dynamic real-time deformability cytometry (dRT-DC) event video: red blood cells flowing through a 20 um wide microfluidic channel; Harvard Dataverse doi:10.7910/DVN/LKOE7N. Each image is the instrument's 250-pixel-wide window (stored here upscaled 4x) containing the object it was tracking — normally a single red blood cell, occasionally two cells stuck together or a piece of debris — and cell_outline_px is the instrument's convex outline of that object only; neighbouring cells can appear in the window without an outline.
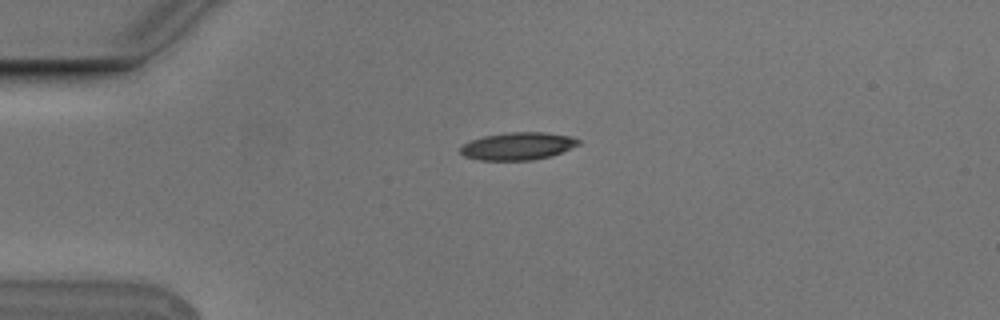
{"species": "Egyptian fruit bat (a non-hibernating species)", "species_latin": "Rousettus aegyptiacus", "temperature_condition": "cold", "stored_images_in_passage": 42, "camera_frame_rate_fps": 3000, "um_per_image_px": 0.085, "animal": {"sex": "male"}, "frame": {"image": 1, "passage_image": 1, "time_ms": 0.0, "image_size_px": [1000, 320], "cell_outline_px": [[580, 144], [560, 152], [548, 156], [532, 160], [480, 160], [464, 156], [460, 152], [460, 148], [464, 144], [472, 140], [484, 136], [504, 132], [544, 132], [572, 136], [580, 140]], "centroid_in_image_um": [44.01, 12.41], "position_along_channel_um": 41.0, "area_um2": 18.84}}
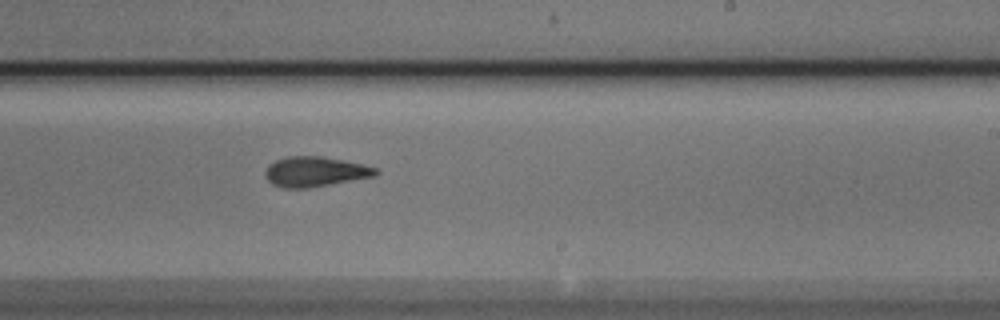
{"frame": {"image": 2, "passage_image": 21, "time_ms": 6.667, "image_size_px": [1000, 320], "cell_outline_px": [[380, 172], [376, 176], [308, 188], [284, 188], [272, 184], [264, 176], [264, 172], [268, 164], [276, 160], [288, 156], [320, 156], [364, 164], [376, 168]], "centroid_in_image_um": [26.77, 14.59], "position_along_channel_um": 262.2, "area_um2": 19.42}}
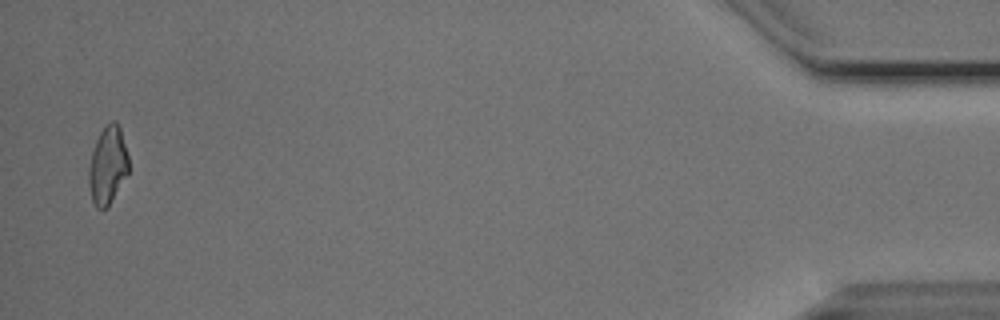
{"frame": {"image": 3, "passage_image": 41, "time_ms": 13.333, "image_size_px": [1000, 320], "cell_outline_px": [[128, 172], [108, 204], [104, 208], [96, 208], [92, 200], [88, 184], [88, 168], [92, 152], [96, 140], [100, 132], [112, 120], [116, 120], [120, 128], [128, 156]], "centroid_in_image_um": [9.13, 14.02], "position_along_channel_um": 426.1, "area_um2": 17.63}, "authors_computed_cell_mechanics": {"area_um2": 18.9584, "velocity_mm_per_s": 3.7633, "shape_relaxation_time_tau1_ms": 4.1928, "shape_relaxation_time_tau2_ms": 3.6241, "deformation_change_tau1": 0.153, "deformation_change_tau2": 0.1299}}